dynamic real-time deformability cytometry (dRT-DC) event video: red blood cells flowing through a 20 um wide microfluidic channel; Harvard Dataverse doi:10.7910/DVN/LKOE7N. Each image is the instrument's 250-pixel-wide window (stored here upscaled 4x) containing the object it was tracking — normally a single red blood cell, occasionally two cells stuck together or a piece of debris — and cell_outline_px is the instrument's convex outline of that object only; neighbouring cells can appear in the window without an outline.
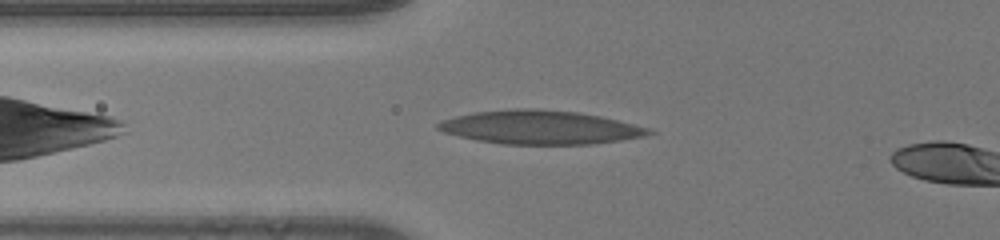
{"species": "human", "species_latin": "Homo sapiens", "temperature_condition": "room temperature", "stored_images_in_passage": 32, "camera_frame_rate_fps": 3000, "um_per_image_px": 0.085, "donor": {"sex": "male"}, "frame": {"image": 1, "passage_image": 3, "time_ms": 0.667, "image_size_px": [1000, 240], "cell_outline_px": [[656, 132], [644, 136], [620, 140], [592, 144], [500, 144], [476, 140], [444, 132], [436, 128], [436, 124], [440, 120], [456, 116], [476, 112], [516, 108], [536, 108], [576, 112], [600, 116], [648, 128]], "centroid_in_image_um": [45.87, 10.82], "position_along_channel_um": 79.9, "area_um2": 41.15}}
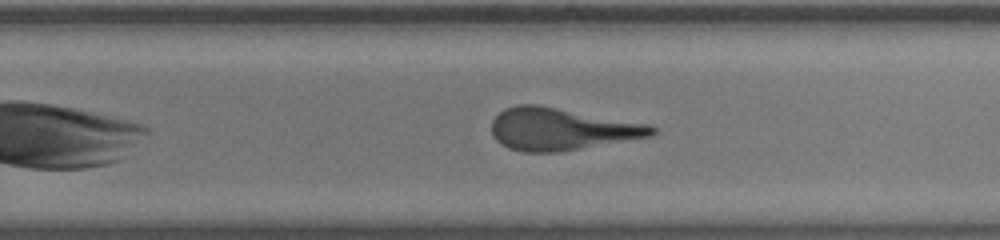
{"frame": {"image": 2, "passage_image": 18, "time_ms": 5.667, "image_size_px": [1000, 240], "cell_outline_px": [[656, 132], [652, 136], [560, 152], [524, 152], [508, 148], [500, 144], [496, 140], [492, 132], [492, 120], [504, 108], [516, 104], [540, 104], [648, 124], [656, 128]], "centroid_in_image_um": [47.69, 10.96], "position_along_channel_um": 282.1, "area_um2": 39.59}}
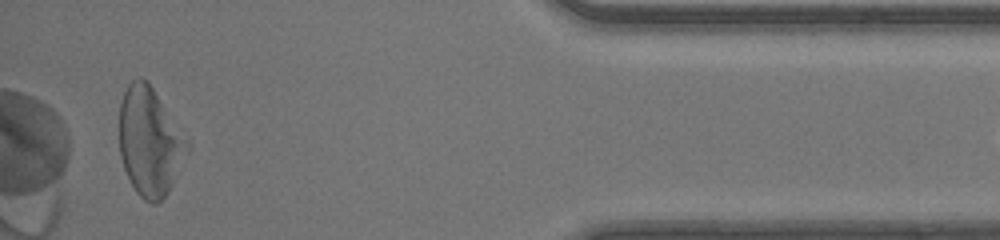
{"frame": {"image": 3, "passage_image": 31, "time_ms": 10.0, "image_size_px": [1000, 240], "cell_outline_px": [[192, 148], [168, 192], [156, 204], [152, 204], [144, 200], [136, 192], [124, 168], [120, 156], [120, 104], [124, 92], [128, 84], [132, 80], [140, 76], [148, 80], [192, 144]], "centroid_in_image_um": [12.77, 12.02], "position_along_channel_um": 422.4, "area_um2": 43.47}}